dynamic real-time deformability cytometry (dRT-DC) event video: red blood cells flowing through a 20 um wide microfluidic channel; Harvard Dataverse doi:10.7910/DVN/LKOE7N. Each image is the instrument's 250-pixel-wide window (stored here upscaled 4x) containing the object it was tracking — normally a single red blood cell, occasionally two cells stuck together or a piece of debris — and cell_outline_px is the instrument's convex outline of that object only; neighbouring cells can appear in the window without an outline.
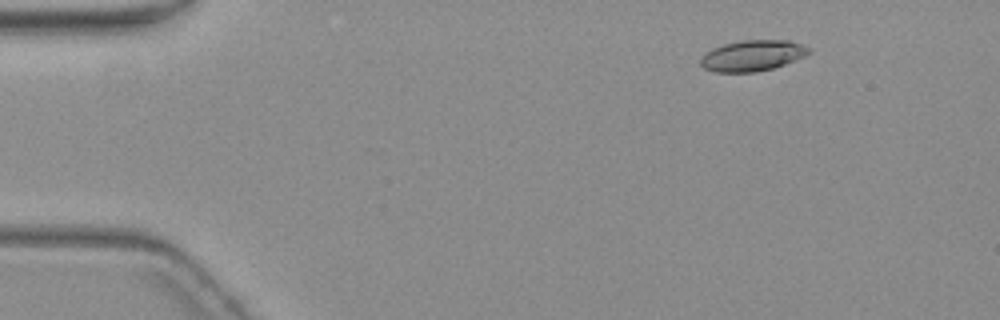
{"species": "common noctule bat (a hibernating species)", "species_latin": "Nyctalus noctula", "temperature_condition": "warm", "stored_images_in_passage": 5, "camera_frame_rate_fps": 3000, "um_per_image_px": 0.085, "animal": {"sex": "female", "body_mass_g": 19.3, "forearm_length_mm": 54.1}, "frame": {"image": 1, "passage_image": 3, "time_ms": 2.333, "image_size_px": [1000, 320], "cell_outline_px": [[812, 52], [804, 56], [784, 64], [772, 68], [756, 72], [716, 72], [704, 68], [700, 64], [700, 60], [704, 52], [712, 48], [724, 44], [740, 40], [788, 40], [812, 48]], "centroid_in_image_um": [63.94, 4.72], "position_along_channel_um": 21.1, "area_um2": 19.54}}
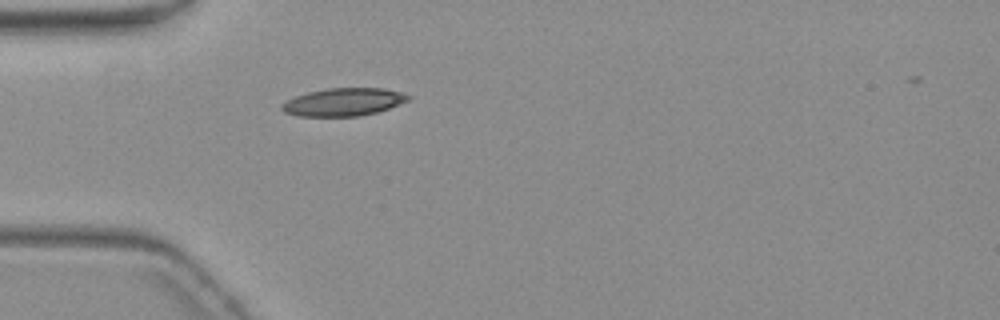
{"frame": {"image": 2, "passage_image": 5, "time_ms": 5.667, "image_size_px": [1000, 320], "cell_outline_px": [[412, 96], [408, 100], [388, 108], [376, 112], [360, 116], [296, 116], [284, 112], [280, 108], [280, 104], [296, 96], [308, 92], [324, 88], [384, 88], [400, 92]], "centroid_in_image_um": [29.16, 8.67], "position_along_channel_um": 55.8, "area_um2": 20.46}}